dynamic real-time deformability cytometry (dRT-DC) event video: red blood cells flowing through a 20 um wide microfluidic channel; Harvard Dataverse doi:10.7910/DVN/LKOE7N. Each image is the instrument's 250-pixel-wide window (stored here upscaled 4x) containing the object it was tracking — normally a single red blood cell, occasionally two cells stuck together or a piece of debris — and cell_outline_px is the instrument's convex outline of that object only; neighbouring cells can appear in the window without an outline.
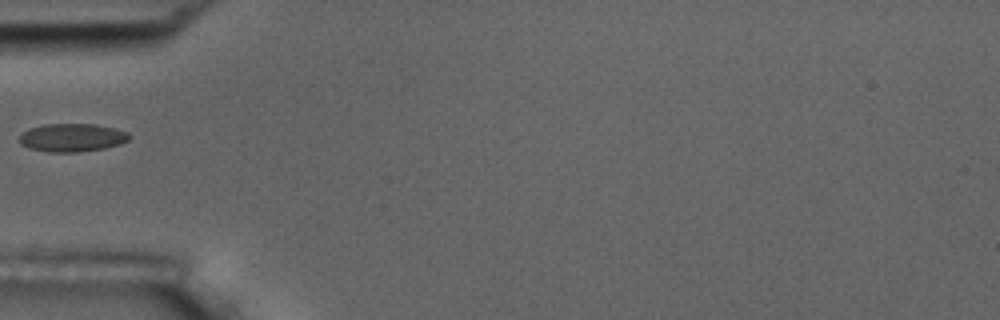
{"species": "common noctule bat (a hibernating species)", "species_latin": "Nyctalus noctula", "temperature_condition": "room temperature", "stored_images_in_passage": 2, "camera_frame_rate_fps": 3000, "um_per_image_px": 0.085, "animal": {"sex": "male", "body_mass_g": 17.5, "forearm_length_mm": 52.3}, "frame": {"image": 1, "passage_image": 1, "time_ms": 0.0, "image_size_px": [1000, 320], "cell_outline_px": [[128, 140], [120, 144], [104, 148], [76, 152], [48, 152], [28, 148], [20, 144], [20, 136], [28, 128], [44, 124], [96, 124], [116, 128], [128, 132]], "centroid_in_image_um": [6.11, 11.69], "position_along_channel_um": 78.9, "area_um2": 18.03}}